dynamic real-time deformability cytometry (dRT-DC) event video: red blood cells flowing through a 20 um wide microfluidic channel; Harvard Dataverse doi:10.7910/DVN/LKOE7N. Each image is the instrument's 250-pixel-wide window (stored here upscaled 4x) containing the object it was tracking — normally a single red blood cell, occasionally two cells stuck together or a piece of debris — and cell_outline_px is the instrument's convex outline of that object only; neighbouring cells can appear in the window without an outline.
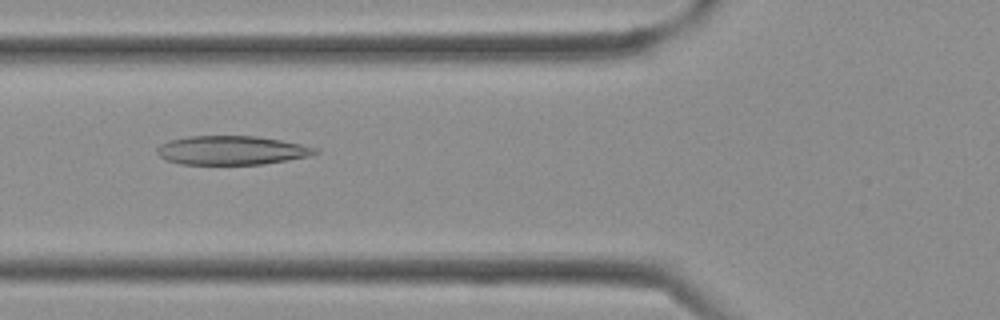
{"species": "Egyptian fruit bat (a non-hibernating species)", "species_latin": "Rousettus aegyptiacus", "temperature_condition": "cold", "stored_images_in_passage": 37, "camera_frame_rate_fps": 3000, "um_per_image_px": 0.085, "frame": {"image": 1, "passage_image": 13, "time_ms": 4.0, "image_size_px": [1000, 320], "cell_outline_px": [[320, 152], [312, 156], [264, 164], [180, 164], [164, 160], [156, 152], [156, 148], [160, 144], [168, 140], [188, 136], [256, 136], [280, 140], [300, 144], [316, 148]], "centroid_in_image_um": [19.67, 12.78], "position_along_channel_um": 106.1, "area_um2": 26.82}}
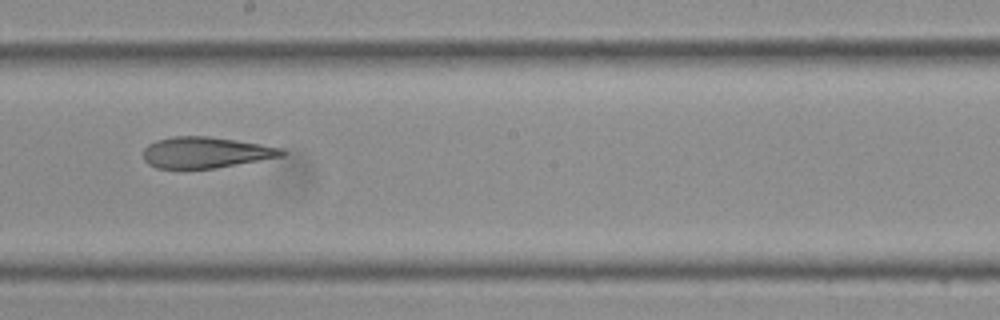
{"frame": {"image": 2, "passage_image": 20, "time_ms": 6.333, "image_size_px": [1000, 320], "cell_outline_px": [[288, 152], [284, 156], [212, 168], [156, 168], [148, 164], [144, 160], [144, 148], [148, 144], [156, 140], [172, 136], [208, 136], [260, 144], [280, 148]], "centroid_in_image_um": [17.45, 12.95], "position_along_channel_um": 230.7, "area_um2": 24.85}}
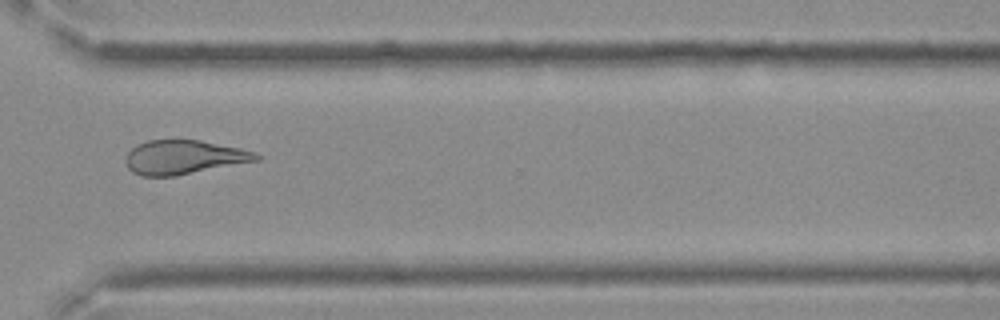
{"frame": {"image": 3, "passage_image": 27, "time_ms": 8.667, "image_size_px": [1000, 320], "cell_outline_px": [[260, 160], [172, 176], [140, 176], [132, 172], [128, 168], [124, 160], [128, 152], [136, 144], [148, 140], [200, 140], [240, 148], [256, 152], [260, 156]], "centroid_in_image_um": [15.59, 13.36], "position_along_channel_um": 355.0, "area_um2": 25.84}}